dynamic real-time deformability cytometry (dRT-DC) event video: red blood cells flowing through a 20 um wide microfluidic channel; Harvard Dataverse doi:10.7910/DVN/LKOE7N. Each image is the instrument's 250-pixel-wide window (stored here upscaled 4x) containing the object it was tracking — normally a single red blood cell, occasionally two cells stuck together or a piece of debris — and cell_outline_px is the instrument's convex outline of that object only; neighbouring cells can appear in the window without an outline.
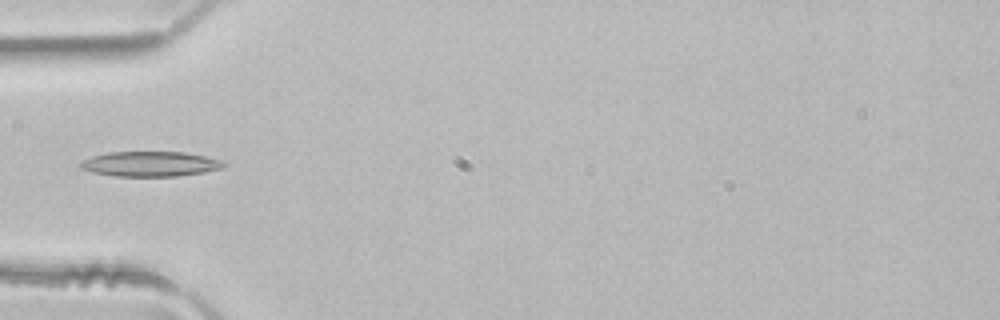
{"species": "common noctule bat (a hibernating species)", "species_latin": "Nyctalus noctula", "temperature_condition": "room temperature", "stored_images_in_passage": 1, "camera_frame_rate_fps": 3000, "um_per_image_px": 0.085, "animal": {"sex": "male", "body_mass_g": 21.5, "forearm_length_mm": 52.0}, "frame": {"image": 1, "passage_image": 1, "time_ms": 0.0, "image_size_px": [1000, 320], "cell_outline_px": [[228, 164], [220, 168], [204, 172], [176, 176], [116, 176], [92, 172], [80, 168], [76, 164], [80, 160], [92, 156], [108, 152], [184, 152], [224, 160]], "centroid_in_image_um": [12.73, 13.93], "position_along_channel_um": 72.3, "area_um2": 21.04}}